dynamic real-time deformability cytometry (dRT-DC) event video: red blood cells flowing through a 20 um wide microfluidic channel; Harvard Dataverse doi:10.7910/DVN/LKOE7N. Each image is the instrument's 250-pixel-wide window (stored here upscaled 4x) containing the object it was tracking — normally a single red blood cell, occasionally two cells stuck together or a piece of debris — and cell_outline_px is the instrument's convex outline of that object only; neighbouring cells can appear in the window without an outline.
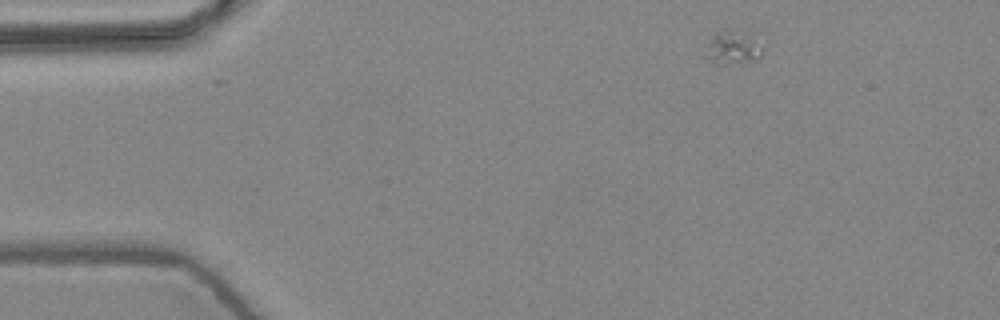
{"species": "common noctule bat (a hibernating species)", "species_latin": "Nyctalus noctula", "temperature_condition": "warm", "stored_images_in_passage": 4, "camera_frame_rate_fps": 3000, "um_per_image_px": 0.085, "animal": {"sex": "female", "body_mass_g": 24.6, "forearm_length_mm": 56.2}, "frame": {"image": 1, "passage_image": 1, "time_ms": 0.0, "image_size_px": [1000, 320], "cell_outline_px": [[764, 48], [760, 56], [756, 60], [720, 68], [712, 64], [700, 56], [716, 32], [720, 28], [736, 28], [756, 32]], "centroid_in_image_um": [62.29, 4.04], "position_along_channel_um": 22.7, "area_um2": 13.01}}